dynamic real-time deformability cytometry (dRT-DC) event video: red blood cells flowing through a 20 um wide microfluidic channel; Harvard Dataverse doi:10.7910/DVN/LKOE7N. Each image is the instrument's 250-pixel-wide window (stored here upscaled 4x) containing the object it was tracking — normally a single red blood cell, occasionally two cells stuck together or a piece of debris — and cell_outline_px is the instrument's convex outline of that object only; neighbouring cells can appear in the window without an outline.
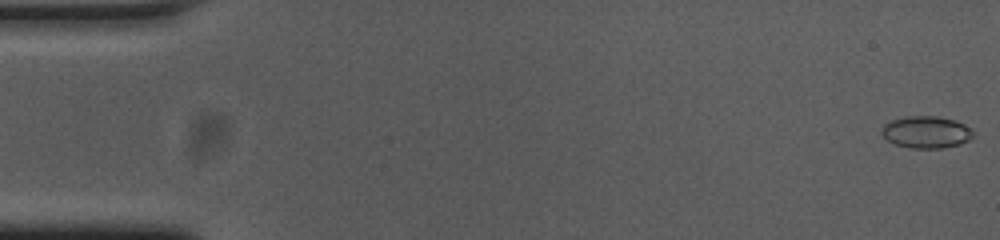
{"species": "common noctule bat (a hibernating species)", "species_latin": "Nyctalus noctula", "temperature_condition": "cold", "stored_images_in_passage": 44, "camera_frame_rate_fps": 3000, "um_per_image_px": 0.085, "animal": {"sex": "female", "body_mass_g": 23.0, "forearm_length_mm": 53.4}, "frame": {"image": 1, "passage_image": 1, "time_ms": 0.0, "image_size_px": [1000, 240], "cell_outline_px": [[976, 136], [972, 140], [960, 144], [944, 148], [912, 148], [896, 144], [888, 140], [880, 132], [880, 128], [884, 124], [892, 120], [904, 116], [936, 116], [952, 120], [964, 124], [972, 128]], "centroid_in_image_um": [78.77, 11.23], "position_along_channel_um": 6.2, "area_um2": 17.28}, "authors_computed_cell_mechanics": {"area_um2": 18.7561, "velocity_mm_per_s": 3.6557, "shape_relaxation_time_tau1_ms": 1.0739, "shape_relaxation_time_tau2_ms": null, "deformation_change_tau1": 0.0763, "deformation_change_tau2": null}}